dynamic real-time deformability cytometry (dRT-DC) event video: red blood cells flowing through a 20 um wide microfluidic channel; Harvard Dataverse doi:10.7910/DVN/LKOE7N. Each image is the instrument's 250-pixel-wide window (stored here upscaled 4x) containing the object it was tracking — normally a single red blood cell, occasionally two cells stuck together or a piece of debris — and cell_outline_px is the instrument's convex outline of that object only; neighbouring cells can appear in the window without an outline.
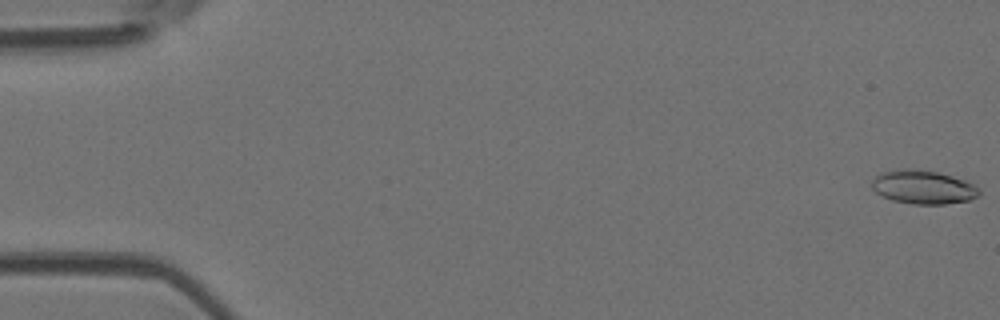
{"species": "Egyptian fruit bat (a non-hibernating species)", "species_latin": "Rousettus aegyptiacus", "temperature_condition": "room temperature", "stored_images_in_passage": 53, "camera_frame_rate_fps": 3000, "um_per_image_px": 0.085, "animal": {"sex": "female"}, "frame": {"image": 1, "passage_image": 1, "time_ms": 0.0, "image_size_px": [1000, 320], "cell_outline_px": [[980, 196], [968, 200], [944, 204], [912, 204], [892, 200], [876, 192], [872, 188], [872, 180], [880, 172], [900, 168], [912, 168], [936, 172], [952, 176], [964, 180], [980, 188]], "centroid_in_image_um": [78.46, 15.9], "position_along_channel_um": 6.5, "area_um2": 21.1}}
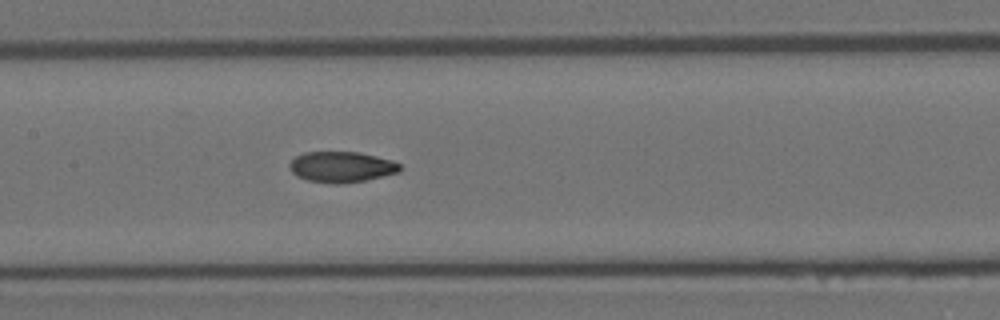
{"frame": {"image": 2, "passage_image": 26, "time_ms": 8.333, "image_size_px": [1000, 320], "cell_outline_px": [[400, 172], [364, 180], [344, 184], [328, 184], [308, 180], [296, 176], [288, 168], [288, 164], [296, 156], [304, 152], [360, 152], [392, 160], [400, 164]], "centroid_in_image_um": [29.0, 14.19], "position_along_channel_um": 178.4, "area_um2": 19.94}}
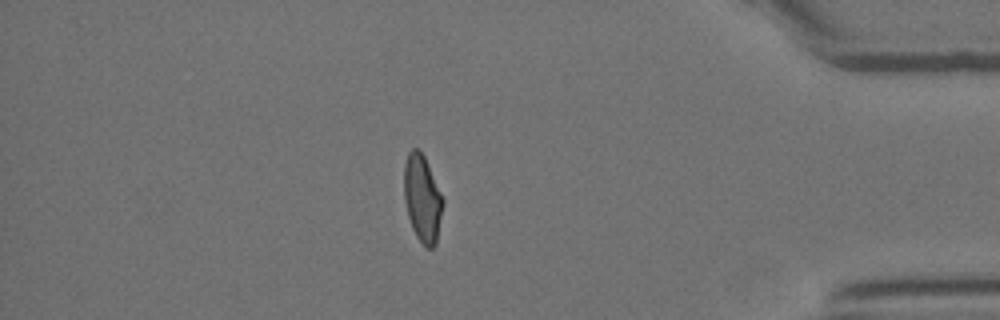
{"frame": {"image": 3, "passage_image": 46, "time_ms": 15.0, "image_size_px": [1000, 320], "cell_outline_px": [[444, 204], [436, 244], [432, 248], [424, 248], [416, 236], [412, 228], [408, 216], [404, 200], [404, 164], [408, 152], [412, 148], [416, 148], [424, 156], [444, 200]], "centroid_in_image_um": [35.9, 16.91], "position_along_channel_um": 399.3, "area_um2": 19.83}, "authors_computed_cell_mechanics": {"area_um2": 20.1144, "velocity_mm_per_s": 3.8667, "shape_relaxation_time_tau1_ms": 9.2468, "shape_relaxation_time_tau2_ms": 3.1383, "deformation_change_tau1": 0.2314, "deformation_change_tau2": 0.0827}}